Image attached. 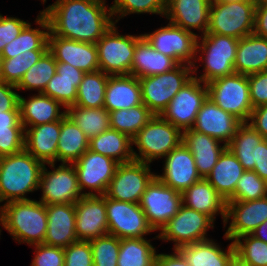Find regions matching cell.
Wrapping results in <instances>:
<instances>
[{"label": "cell", "instance_id": "94428289", "mask_svg": "<svg viewBox=\"0 0 267 266\" xmlns=\"http://www.w3.org/2000/svg\"><path fill=\"white\" fill-rule=\"evenodd\" d=\"M252 236L267 243V220L260 224L252 233Z\"/></svg>", "mask_w": 267, "mask_h": 266}, {"label": "cell", "instance_id": "5b68a950", "mask_svg": "<svg viewBox=\"0 0 267 266\" xmlns=\"http://www.w3.org/2000/svg\"><path fill=\"white\" fill-rule=\"evenodd\" d=\"M182 142V132L160 115H154L132 139L134 160L150 164L165 157Z\"/></svg>", "mask_w": 267, "mask_h": 266}, {"label": "cell", "instance_id": "f1b7e54d", "mask_svg": "<svg viewBox=\"0 0 267 266\" xmlns=\"http://www.w3.org/2000/svg\"><path fill=\"white\" fill-rule=\"evenodd\" d=\"M182 203L186 207L206 214L213 221L216 214L220 213L223 223L225 222L227 202L206 178H201L182 193Z\"/></svg>", "mask_w": 267, "mask_h": 266}, {"label": "cell", "instance_id": "8fae6325", "mask_svg": "<svg viewBox=\"0 0 267 266\" xmlns=\"http://www.w3.org/2000/svg\"><path fill=\"white\" fill-rule=\"evenodd\" d=\"M214 221L201 212L182 204L177 214L171 218L156 236L161 240L173 241L174 248L208 240L207 230L214 228Z\"/></svg>", "mask_w": 267, "mask_h": 266}, {"label": "cell", "instance_id": "ee69618b", "mask_svg": "<svg viewBox=\"0 0 267 266\" xmlns=\"http://www.w3.org/2000/svg\"><path fill=\"white\" fill-rule=\"evenodd\" d=\"M48 50H29L14 58H1L0 80L17 86L24 74Z\"/></svg>", "mask_w": 267, "mask_h": 266}, {"label": "cell", "instance_id": "680465c9", "mask_svg": "<svg viewBox=\"0 0 267 266\" xmlns=\"http://www.w3.org/2000/svg\"><path fill=\"white\" fill-rule=\"evenodd\" d=\"M253 34L267 39V2L256 4Z\"/></svg>", "mask_w": 267, "mask_h": 266}, {"label": "cell", "instance_id": "4316f807", "mask_svg": "<svg viewBox=\"0 0 267 266\" xmlns=\"http://www.w3.org/2000/svg\"><path fill=\"white\" fill-rule=\"evenodd\" d=\"M182 142L193 154L197 172L201 178H206L216 165L220 155L227 148L220 146L218 139L199 133L193 129L182 132Z\"/></svg>", "mask_w": 267, "mask_h": 266}, {"label": "cell", "instance_id": "11a10c76", "mask_svg": "<svg viewBox=\"0 0 267 266\" xmlns=\"http://www.w3.org/2000/svg\"><path fill=\"white\" fill-rule=\"evenodd\" d=\"M15 85L0 80V111H19V94Z\"/></svg>", "mask_w": 267, "mask_h": 266}, {"label": "cell", "instance_id": "ba28073f", "mask_svg": "<svg viewBox=\"0 0 267 266\" xmlns=\"http://www.w3.org/2000/svg\"><path fill=\"white\" fill-rule=\"evenodd\" d=\"M208 97L241 122H248L253 110L248 76L234 73L206 84Z\"/></svg>", "mask_w": 267, "mask_h": 266}, {"label": "cell", "instance_id": "e0dca14e", "mask_svg": "<svg viewBox=\"0 0 267 266\" xmlns=\"http://www.w3.org/2000/svg\"><path fill=\"white\" fill-rule=\"evenodd\" d=\"M108 232L122 238H144L154 232L139 203L117 201L105 195Z\"/></svg>", "mask_w": 267, "mask_h": 266}, {"label": "cell", "instance_id": "1f68e13d", "mask_svg": "<svg viewBox=\"0 0 267 266\" xmlns=\"http://www.w3.org/2000/svg\"><path fill=\"white\" fill-rule=\"evenodd\" d=\"M84 74L69 63L57 62L56 73L48 82L43 94L60 102L65 109L75 105L77 89Z\"/></svg>", "mask_w": 267, "mask_h": 266}, {"label": "cell", "instance_id": "d590c367", "mask_svg": "<svg viewBox=\"0 0 267 266\" xmlns=\"http://www.w3.org/2000/svg\"><path fill=\"white\" fill-rule=\"evenodd\" d=\"M35 21L44 31L39 30L40 28H31V24L28 23L21 33L4 47L0 54L1 58H14L29 50H48V19L40 11Z\"/></svg>", "mask_w": 267, "mask_h": 266}, {"label": "cell", "instance_id": "44dd1931", "mask_svg": "<svg viewBox=\"0 0 267 266\" xmlns=\"http://www.w3.org/2000/svg\"><path fill=\"white\" fill-rule=\"evenodd\" d=\"M162 175L156 176L168 187L183 193L201 179L190 150L181 142L165 157Z\"/></svg>", "mask_w": 267, "mask_h": 266}, {"label": "cell", "instance_id": "b9f144b4", "mask_svg": "<svg viewBox=\"0 0 267 266\" xmlns=\"http://www.w3.org/2000/svg\"><path fill=\"white\" fill-rule=\"evenodd\" d=\"M154 114L144 105L119 109L109 113L110 128L133 139Z\"/></svg>", "mask_w": 267, "mask_h": 266}, {"label": "cell", "instance_id": "ab89813d", "mask_svg": "<svg viewBox=\"0 0 267 266\" xmlns=\"http://www.w3.org/2000/svg\"><path fill=\"white\" fill-rule=\"evenodd\" d=\"M155 247L146 238L120 239L117 266H155Z\"/></svg>", "mask_w": 267, "mask_h": 266}, {"label": "cell", "instance_id": "7a4b0ae2", "mask_svg": "<svg viewBox=\"0 0 267 266\" xmlns=\"http://www.w3.org/2000/svg\"><path fill=\"white\" fill-rule=\"evenodd\" d=\"M44 163L25 149L0 157V203L31 200L25 194L39 190Z\"/></svg>", "mask_w": 267, "mask_h": 266}, {"label": "cell", "instance_id": "f6af8a7d", "mask_svg": "<svg viewBox=\"0 0 267 266\" xmlns=\"http://www.w3.org/2000/svg\"><path fill=\"white\" fill-rule=\"evenodd\" d=\"M167 0H114L111 6L114 23H117L122 17L128 14H158L165 16Z\"/></svg>", "mask_w": 267, "mask_h": 266}, {"label": "cell", "instance_id": "9a60e30c", "mask_svg": "<svg viewBox=\"0 0 267 266\" xmlns=\"http://www.w3.org/2000/svg\"><path fill=\"white\" fill-rule=\"evenodd\" d=\"M155 176L148 163L133 160L118 164L105 195L117 201L139 203Z\"/></svg>", "mask_w": 267, "mask_h": 266}, {"label": "cell", "instance_id": "bcb514c9", "mask_svg": "<svg viewBox=\"0 0 267 266\" xmlns=\"http://www.w3.org/2000/svg\"><path fill=\"white\" fill-rule=\"evenodd\" d=\"M233 243L236 257L243 263L251 266H267L266 242L255 238L251 234H247L237 238Z\"/></svg>", "mask_w": 267, "mask_h": 266}, {"label": "cell", "instance_id": "cb8c5ba5", "mask_svg": "<svg viewBox=\"0 0 267 266\" xmlns=\"http://www.w3.org/2000/svg\"><path fill=\"white\" fill-rule=\"evenodd\" d=\"M45 245L65 248L78 241L76 236L75 204H48Z\"/></svg>", "mask_w": 267, "mask_h": 266}, {"label": "cell", "instance_id": "484cf974", "mask_svg": "<svg viewBox=\"0 0 267 266\" xmlns=\"http://www.w3.org/2000/svg\"><path fill=\"white\" fill-rule=\"evenodd\" d=\"M24 129V149L44 164L55 163L57 161L60 120Z\"/></svg>", "mask_w": 267, "mask_h": 266}, {"label": "cell", "instance_id": "d6986e66", "mask_svg": "<svg viewBox=\"0 0 267 266\" xmlns=\"http://www.w3.org/2000/svg\"><path fill=\"white\" fill-rule=\"evenodd\" d=\"M229 219H231V222L224 238L234 242L243 235L251 234L267 220V196L251 201H227L223 228H225Z\"/></svg>", "mask_w": 267, "mask_h": 266}, {"label": "cell", "instance_id": "e575fe53", "mask_svg": "<svg viewBox=\"0 0 267 266\" xmlns=\"http://www.w3.org/2000/svg\"><path fill=\"white\" fill-rule=\"evenodd\" d=\"M244 171L236 156L226 148L206 179L227 202L233 196L237 181Z\"/></svg>", "mask_w": 267, "mask_h": 266}, {"label": "cell", "instance_id": "7402d4cb", "mask_svg": "<svg viewBox=\"0 0 267 266\" xmlns=\"http://www.w3.org/2000/svg\"><path fill=\"white\" fill-rule=\"evenodd\" d=\"M48 51L57 62L69 63L84 73L100 70L96 44L48 35Z\"/></svg>", "mask_w": 267, "mask_h": 266}, {"label": "cell", "instance_id": "7c38bea8", "mask_svg": "<svg viewBox=\"0 0 267 266\" xmlns=\"http://www.w3.org/2000/svg\"><path fill=\"white\" fill-rule=\"evenodd\" d=\"M182 204V193L166 186L157 176L147 185L139 202L154 231H160Z\"/></svg>", "mask_w": 267, "mask_h": 266}, {"label": "cell", "instance_id": "816d5d0a", "mask_svg": "<svg viewBox=\"0 0 267 266\" xmlns=\"http://www.w3.org/2000/svg\"><path fill=\"white\" fill-rule=\"evenodd\" d=\"M250 100L253 109L267 104V70L249 74Z\"/></svg>", "mask_w": 267, "mask_h": 266}, {"label": "cell", "instance_id": "f5cc1de1", "mask_svg": "<svg viewBox=\"0 0 267 266\" xmlns=\"http://www.w3.org/2000/svg\"><path fill=\"white\" fill-rule=\"evenodd\" d=\"M29 22L0 14V54L4 47L15 39Z\"/></svg>", "mask_w": 267, "mask_h": 266}, {"label": "cell", "instance_id": "7bdbcfd3", "mask_svg": "<svg viewBox=\"0 0 267 266\" xmlns=\"http://www.w3.org/2000/svg\"><path fill=\"white\" fill-rule=\"evenodd\" d=\"M57 61L47 51L28 71L24 74L17 90H36L43 93L48 82L56 73Z\"/></svg>", "mask_w": 267, "mask_h": 266}, {"label": "cell", "instance_id": "2e32d148", "mask_svg": "<svg viewBox=\"0 0 267 266\" xmlns=\"http://www.w3.org/2000/svg\"><path fill=\"white\" fill-rule=\"evenodd\" d=\"M227 148L236 156L245 171H254L267 181V139L251 124L241 122Z\"/></svg>", "mask_w": 267, "mask_h": 266}, {"label": "cell", "instance_id": "6f0895ef", "mask_svg": "<svg viewBox=\"0 0 267 266\" xmlns=\"http://www.w3.org/2000/svg\"><path fill=\"white\" fill-rule=\"evenodd\" d=\"M10 131H25L20 120V111H0V133Z\"/></svg>", "mask_w": 267, "mask_h": 266}, {"label": "cell", "instance_id": "5bb4252c", "mask_svg": "<svg viewBox=\"0 0 267 266\" xmlns=\"http://www.w3.org/2000/svg\"><path fill=\"white\" fill-rule=\"evenodd\" d=\"M56 163H48L52 171H48L46 164L41 172L39 188L42 189L40 202L48 204H75L83 193L78 184V177L73 164H62L57 168Z\"/></svg>", "mask_w": 267, "mask_h": 266}, {"label": "cell", "instance_id": "836d02e7", "mask_svg": "<svg viewBox=\"0 0 267 266\" xmlns=\"http://www.w3.org/2000/svg\"><path fill=\"white\" fill-rule=\"evenodd\" d=\"M234 69L244 75L267 70V39L254 34L239 39Z\"/></svg>", "mask_w": 267, "mask_h": 266}, {"label": "cell", "instance_id": "4dcf8cb0", "mask_svg": "<svg viewBox=\"0 0 267 266\" xmlns=\"http://www.w3.org/2000/svg\"><path fill=\"white\" fill-rule=\"evenodd\" d=\"M179 64L171 57L155 50L142 36L134 50L131 75L139 78L154 76L172 71Z\"/></svg>", "mask_w": 267, "mask_h": 266}, {"label": "cell", "instance_id": "d4e9b609", "mask_svg": "<svg viewBox=\"0 0 267 266\" xmlns=\"http://www.w3.org/2000/svg\"><path fill=\"white\" fill-rule=\"evenodd\" d=\"M210 6L211 0H167L164 17L186 31L198 29L205 35L209 27Z\"/></svg>", "mask_w": 267, "mask_h": 266}, {"label": "cell", "instance_id": "681fc988", "mask_svg": "<svg viewBox=\"0 0 267 266\" xmlns=\"http://www.w3.org/2000/svg\"><path fill=\"white\" fill-rule=\"evenodd\" d=\"M64 266H93L92 249L89 241L78 240L63 248Z\"/></svg>", "mask_w": 267, "mask_h": 266}, {"label": "cell", "instance_id": "83f0119b", "mask_svg": "<svg viewBox=\"0 0 267 266\" xmlns=\"http://www.w3.org/2000/svg\"><path fill=\"white\" fill-rule=\"evenodd\" d=\"M143 104L140 81L129 75H110L105 90L104 108L110 112Z\"/></svg>", "mask_w": 267, "mask_h": 266}, {"label": "cell", "instance_id": "6125c7cd", "mask_svg": "<svg viewBox=\"0 0 267 266\" xmlns=\"http://www.w3.org/2000/svg\"><path fill=\"white\" fill-rule=\"evenodd\" d=\"M230 266H251V265L243 263L239 258L235 256L234 259L231 261Z\"/></svg>", "mask_w": 267, "mask_h": 266}, {"label": "cell", "instance_id": "be15d7a7", "mask_svg": "<svg viewBox=\"0 0 267 266\" xmlns=\"http://www.w3.org/2000/svg\"><path fill=\"white\" fill-rule=\"evenodd\" d=\"M234 1H242V0H211V2H216V3H229Z\"/></svg>", "mask_w": 267, "mask_h": 266}, {"label": "cell", "instance_id": "d6a6232c", "mask_svg": "<svg viewBox=\"0 0 267 266\" xmlns=\"http://www.w3.org/2000/svg\"><path fill=\"white\" fill-rule=\"evenodd\" d=\"M212 239L178 248L190 266H230L236 256L234 243L223 251Z\"/></svg>", "mask_w": 267, "mask_h": 266}, {"label": "cell", "instance_id": "52a82bcc", "mask_svg": "<svg viewBox=\"0 0 267 266\" xmlns=\"http://www.w3.org/2000/svg\"><path fill=\"white\" fill-rule=\"evenodd\" d=\"M193 74V66L179 64L172 71L139 78L143 104L154 115H160Z\"/></svg>", "mask_w": 267, "mask_h": 266}, {"label": "cell", "instance_id": "7dc6e473", "mask_svg": "<svg viewBox=\"0 0 267 266\" xmlns=\"http://www.w3.org/2000/svg\"><path fill=\"white\" fill-rule=\"evenodd\" d=\"M89 242L92 249L93 266H117L120 247L118 237L106 234Z\"/></svg>", "mask_w": 267, "mask_h": 266}, {"label": "cell", "instance_id": "f546056e", "mask_svg": "<svg viewBox=\"0 0 267 266\" xmlns=\"http://www.w3.org/2000/svg\"><path fill=\"white\" fill-rule=\"evenodd\" d=\"M60 102L43 93L29 99L19 95L20 120L24 128L62 120L66 111L60 112Z\"/></svg>", "mask_w": 267, "mask_h": 266}, {"label": "cell", "instance_id": "ffe728a7", "mask_svg": "<svg viewBox=\"0 0 267 266\" xmlns=\"http://www.w3.org/2000/svg\"><path fill=\"white\" fill-rule=\"evenodd\" d=\"M76 236L90 241L109 234L105 195H84L75 203Z\"/></svg>", "mask_w": 267, "mask_h": 266}, {"label": "cell", "instance_id": "9c48e42d", "mask_svg": "<svg viewBox=\"0 0 267 266\" xmlns=\"http://www.w3.org/2000/svg\"><path fill=\"white\" fill-rule=\"evenodd\" d=\"M116 23L97 41L99 67L108 75H129L136 42L141 35H121Z\"/></svg>", "mask_w": 267, "mask_h": 266}, {"label": "cell", "instance_id": "6da1fadb", "mask_svg": "<svg viewBox=\"0 0 267 266\" xmlns=\"http://www.w3.org/2000/svg\"><path fill=\"white\" fill-rule=\"evenodd\" d=\"M41 12L49 22L48 35L92 44L114 24L106 0H56Z\"/></svg>", "mask_w": 267, "mask_h": 266}, {"label": "cell", "instance_id": "277c9868", "mask_svg": "<svg viewBox=\"0 0 267 266\" xmlns=\"http://www.w3.org/2000/svg\"><path fill=\"white\" fill-rule=\"evenodd\" d=\"M200 38H202L201 42ZM238 42L239 40L234 37L214 33L198 36L196 52L202 55L200 54L195 62L203 60L205 72L200 77L197 75L193 77L207 84L217 78L234 74Z\"/></svg>", "mask_w": 267, "mask_h": 266}, {"label": "cell", "instance_id": "c3c4849f", "mask_svg": "<svg viewBox=\"0 0 267 266\" xmlns=\"http://www.w3.org/2000/svg\"><path fill=\"white\" fill-rule=\"evenodd\" d=\"M267 196V181L254 171H244L237 181L233 196L228 201H251Z\"/></svg>", "mask_w": 267, "mask_h": 266}, {"label": "cell", "instance_id": "ac0fdd59", "mask_svg": "<svg viewBox=\"0 0 267 266\" xmlns=\"http://www.w3.org/2000/svg\"><path fill=\"white\" fill-rule=\"evenodd\" d=\"M118 164L114 159L88 149L73 163L83 195H105ZM86 188L91 190L84 193Z\"/></svg>", "mask_w": 267, "mask_h": 266}, {"label": "cell", "instance_id": "8d00e7d4", "mask_svg": "<svg viewBox=\"0 0 267 266\" xmlns=\"http://www.w3.org/2000/svg\"><path fill=\"white\" fill-rule=\"evenodd\" d=\"M89 149V139L67 116L60 120V135L57 147V161L62 164L75 163Z\"/></svg>", "mask_w": 267, "mask_h": 266}, {"label": "cell", "instance_id": "91938a15", "mask_svg": "<svg viewBox=\"0 0 267 266\" xmlns=\"http://www.w3.org/2000/svg\"><path fill=\"white\" fill-rule=\"evenodd\" d=\"M173 250L172 254H156L155 266H190L178 249Z\"/></svg>", "mask_w": 267, "mask_h": 266}, {"label": "cell", "instance_id": "3957f363", "mask_svg": "<svg viewBox=\"0 0 267 266\" xmlns=\"http://www.w3.org/2000/svg\"><path fill=\"white\" fill-rule=\"evenodd\" d=\"M46 205L37 200L0 205V224L18 243L43 244L47 231Z\"/></svg>", "mask_w": 267, "mask_h": 266}, {"label": "cell", "instance_id": "603a6c76", "mask_svg": "<svg viewBox=\"0 0 267 266\" xmlns=\"http://www.w3.org/2000/svg\"><path fill=\"white\" fill-rule=\"evenodd\" d=\"M241 121L234 115L225 112L209 97L203 102L197 113L193 130L216 138L228 145Z\"/></svg>", "mask_w": 267, "mask_h": 266}, {"label": "cell", "instance_id": "30bf717a", "mask_svg": "<svg viewBox=\"0 0 267 266\" xmlns=\"http://www.w3.org/2000/svg\"><path fill=\"white\" fill-rule=\"evenodd\" d=\"M142 35L155 50L173 58L178 64L193 66V73H197L198 65L194 61L198 57V34L168 23L153 33Z\"/></svg>", "mask_w": 267, "mask_h": 266}, {"label": "cell", "instance_id": "f35d334b", "mask_svg": "<svg viewBox=\"0 0 267 266\" xmlns=\"http://www.w3.org/2000/svg\"><path fill=\"white\" fill-rule=\"evenodd\" d=\"M66 115L83 131L90 140L110 128L109 111L102 108L69 106Z\"/></svg>", "mask_w": 267, "mask_h": 266}, {"label": "cell", "instance_id": "4fadbf2b", "mask_svg": "<svg viewBox=\"0 0 267 266\" xmlns=\"http://www.w3.org/2000/svg\"><path fill=\"white\" fill-rule=\"evenodd\" d=\"M199 79L192 78L172 98L160 116L181 132L192 129L197 113L208 97V88Z\"/></svg>", "mask_w": 267, "mask_h": 266}, {"label": "cell", "instance_id": "60d3db41", "mask_svg": "<svg viewBox=\"0 0 267 266\" xmlns=\"http://www.w3.org/2000/svg\"><path fill=\"white\" fill-rule=\"evenodd\" d=\"M109 76L101 70L85 73L77 89L76 103L72 106L102 108Z\"/></svg>", "mask_w": 267, "mask_h": 266}, {"label": "cell", "instance_id": "9f6ffc18", "mask_svg": "<svg viewBox=\"0 0 267 266\" xmlns=\"http://www.w3.org/2000/svg\"><path fill=\"white\" fill-rule=\"evenodd\" d=\"M248 123L251 124L264 139H267V104L254 108Z\"/></svg>", "mask_w": 267, "mask_h": 266}, {"label": "cell", "instance_id": "db71d44e", "mask_svg": "<svg viewBox=\"0 0 267 266\" xmlns=\"http://www.w3.org/2000/svg\"><path fill=\"white\" fill-rule=\"evenodd\" d=\"M25 131L0 133V157L16 154L24 150Z\"/></svg>", "mask_w": 267, "mask_h": 266}, {"label": "cell", "instance_id": "f907efd6", "mask_svg": "<svg viewBox=\"0 0 267 266\" xmlns=\"http://www.w3.org/2000/svg\"><path fill=\"white\" fill-rule=\"evenodd\" d=\"M35 257L31 266H64L65 254L61 247L45 244L33 245Z\"/></svg>", "mask_w": 267, "mask_h": 266}, {"label": "cell", "instance_id": "8992f818", "mask_svg": "<svg viewBox=\"0 0 267 266\" xmlns=\"http://www.w3.org/2000/svg\"><path fill=\"white\" fill-rule=\"evenodd\" d=\"M255 0L229 3L211 2L207 33H214L241 39L253 34Z\"/></svg>", "mask_w": 267, "mask_h": 266}, {"label": "cell", "instance_id": "74e56055", "mask_svg": "<svg viewBox=\"0 0 267 266\" xmlns=\"http://www.w3.org/2000/svg\"><path fill=\"white\" fill-rule=\"evenodd\" d=\"M132 139L115 129L109 128L89 140V149L114 159L119 164L134 160Z\"/></svg>", "mask_w": 267, "mask_h": 266}, {"label": "cell", "instance_id": "e7e4bbea", "mask_svg": "<svg viewBox=\"0 0 267 266\" xmlns=\"http://www.w3.org/2000/svg\"><path fill=\"white\" fill-rule=\"evenodd\" d=\"M256 3H259V2H267V0H255Z\"/></svg>", "mask_w": 267, "mask_h": 266}]
</instances>
